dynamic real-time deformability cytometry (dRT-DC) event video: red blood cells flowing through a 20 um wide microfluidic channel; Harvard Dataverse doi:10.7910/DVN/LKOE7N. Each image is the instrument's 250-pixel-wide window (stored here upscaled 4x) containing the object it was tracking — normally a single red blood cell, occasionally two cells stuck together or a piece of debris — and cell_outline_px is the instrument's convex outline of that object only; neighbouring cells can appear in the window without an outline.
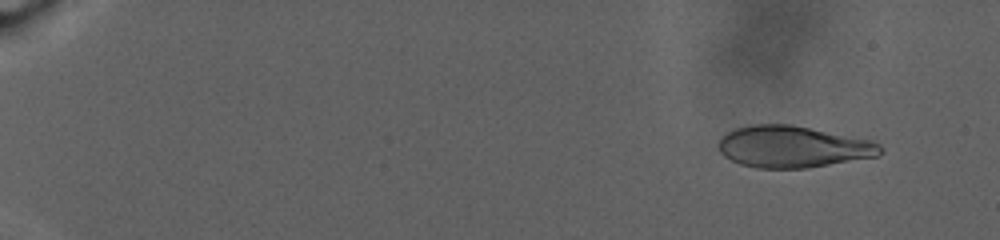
{"species": "human", "species_latin": "Homo sapiens", "temperature_condition": "warm", "stored_images_in_passage": 54, "camera_frame_rate_fps": 3000, "um_per_image_px": 0.085, "donor": {"sex": "male"}, "frame": {"image": 1, "passage_image": 10, "time_ms": 2.667, "image_size_px": [1000, 240], "cell_outline_px": [[884, 152], [876, 156], [808, 168], [756, 168], [740, 164], [724, 156], [720, 152], [720, 140], [728, 132], [736, 128], [748, 124], [792, 124], [872, 140], [880, 144], [884, 148]], "centroid_in_image_um": [67.43, 12.47], "position_along_channel_um": 17.6, "area_um2": 39.3}}
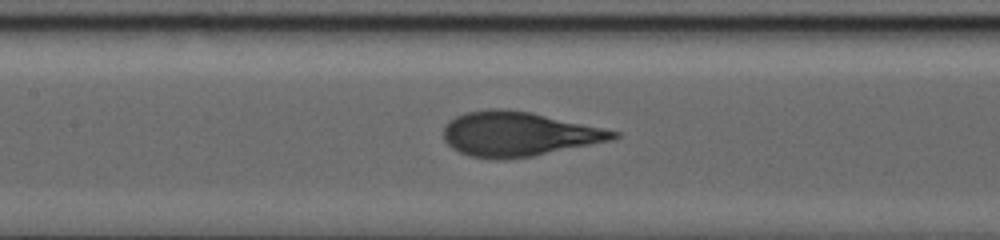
{"frame": {"image": 2, "passage_image": 36, "time_ms": 16.667, "image_size_px": [1000, 240], "cell_outline_px": [[620, 136], [608, 140], [532, 156], [496, 160], [468, 156], [452, 148], [444, 140], [444, 128], [448, 120], [464, 112], [488, 108], [500, 108], [528, 112], [620, 132]], "centroid_in_image_um": [43.96, 11.39], "position_along_channel_um": 163.4, "area_um2": 43.41}}
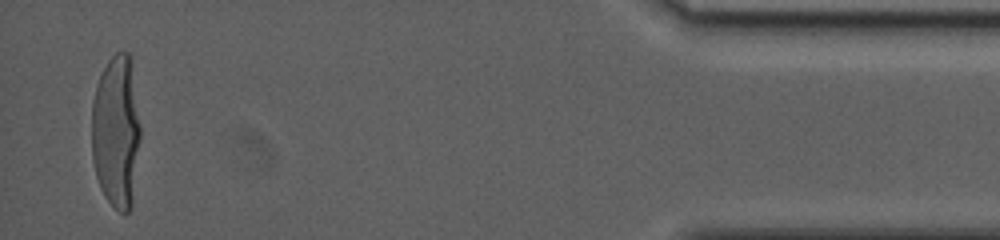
{"frame": {"image": 3, "passage_image": 54, "time_ms": 30.667, "image_size_px": [1000, 240], "cell_outline_px": [[140, 140], [132, 204], [128, 212], [120, 212], [104, 196], [100, 188], [96, 176], [92, 160], [92, 100], [96, 84], [108, 60], [116, 52], [128, 52], [132, 56], [140, 124]], "centroid_in_image_um": [9.89, 11.14], "position_along_channel_um": 425.3, "area_um2": 44.04}, "authors_computed_cell_mechanics": {"area_um2": 40.7779, "velocity_mm_per_s": 2.3189, "shape_relaxation_time_tau1_ms": 7.9138, "shape_relaxation_time_tau2_ms": null, "deformation_change_tau1": 0.2573, "deformation_change_tau2": null}}